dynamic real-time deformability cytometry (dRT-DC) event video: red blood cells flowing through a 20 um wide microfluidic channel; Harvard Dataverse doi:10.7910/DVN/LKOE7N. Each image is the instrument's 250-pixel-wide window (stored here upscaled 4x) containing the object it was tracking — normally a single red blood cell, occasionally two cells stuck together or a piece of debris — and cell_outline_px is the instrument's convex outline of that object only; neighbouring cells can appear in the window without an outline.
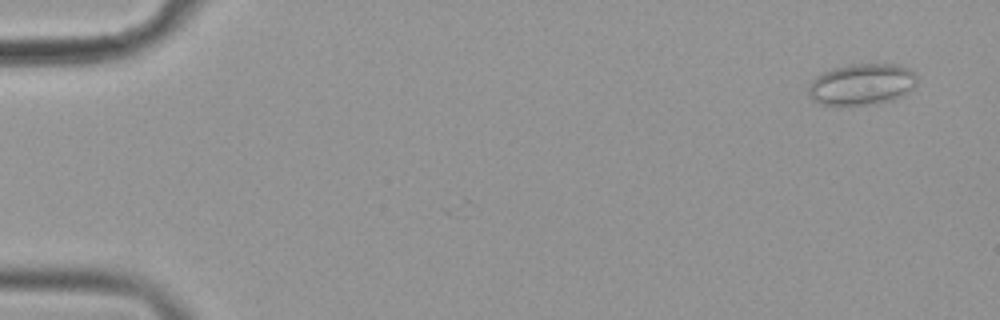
{"species": "common noctule bat (a hibernating species)", "species_latin": "Nyctalus noctula", "temperature_condition": "cold", "stored_images_in_passage": 4, "camera_frame_rate_fps": 3000, "um_per_image_px": 0.085, "animal": {"sex": "female", "body_mass_g": 19.9}, "frame": {"image": 1, "passage_image": 1, "time_ms": 0.0, "image_size_px": [1000, 320], "cell_outline_px": [[916, 84], [912, 88], [900, 96], [892, 100], [872, 104], [820, 104], [812, 100], [808, 96], [808, 88], [812, 80], [816, 76], [832, 68], [852, 64], [900, 64], [916, 72]], "centroid_in_image_um": [73.25, 7.15], "position_along_channel_um": 11.8, "area_um2": 26.07}}